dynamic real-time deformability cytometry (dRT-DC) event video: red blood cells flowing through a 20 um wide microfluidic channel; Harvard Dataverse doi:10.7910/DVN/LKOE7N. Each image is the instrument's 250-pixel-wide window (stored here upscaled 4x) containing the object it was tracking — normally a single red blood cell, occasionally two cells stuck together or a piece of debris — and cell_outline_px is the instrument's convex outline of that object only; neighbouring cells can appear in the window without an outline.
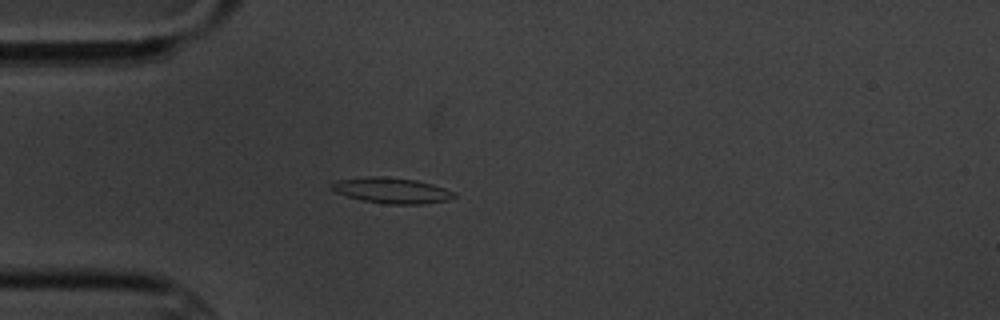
{"species": "common noctule bat (a hibernating species)", "species_latin": "Nyctalus noctula", "temperature_condition": "cold", "stored_images_in_passage": 5, "camera_frame_rate_fps": 3000, "um_per_image_px": 0.085, "animal": {"sex": "male", "body_mass_g": 20.1, "forearm_length_mm": 53.5}, "frame": {"image": 1, "passage_image": 5, "time_ms": 4.333, "image_size_px": [1000, 320], "cell_outline_px": [[456, 196], [448, 200], [424, 204], [388, 204], [364, 200], [348, 196], [336, 192], [328, 188], [336, 180], [368, 176], [384, 176], [416, 180], [432, 184], [456, 192]], "centroid_in_image_um": [33.3, 16.18], "position_along_channel_um": 51.7, "area_um2": 18.32}}